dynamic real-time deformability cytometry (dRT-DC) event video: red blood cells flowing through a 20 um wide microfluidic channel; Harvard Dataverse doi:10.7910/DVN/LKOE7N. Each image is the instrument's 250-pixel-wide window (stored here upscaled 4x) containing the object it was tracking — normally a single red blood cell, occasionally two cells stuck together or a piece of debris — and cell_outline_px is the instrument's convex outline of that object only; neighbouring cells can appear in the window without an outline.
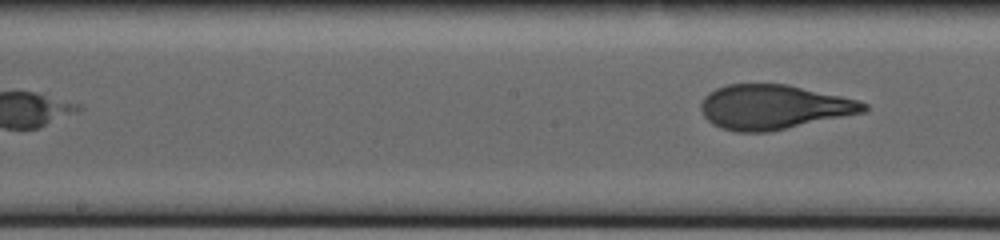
{"species": "human", "species_latin": "Homo sapiens", "temperature_condition": "warm", "stored_images_in_passage": 16, "segment_of_instrument_passage": [3, 3], "camera_frame_rate_fps": 3000, "um_per_image_px": 0.085, "donor": {"sex": "male"}, "frame": {"image": 1, "passage_image": 16, "time_ms": 14.333, "image_size_px": [1000, 240], "cell_outline_px": [[868, 108], [864, 112], [772, 132], [736, 132], [720, 128], [712, 124], [704, 116], [700, 108], [700, 104], [704, 96], [708, 92], [716, 88], [728, 84], [788, 84], [840, 96], [856, 100], [868, 104]], "centroid_in_image_um": [65.72, 9.11], "position_along_channel_um": 182.5, "area_um2": 42.43}}